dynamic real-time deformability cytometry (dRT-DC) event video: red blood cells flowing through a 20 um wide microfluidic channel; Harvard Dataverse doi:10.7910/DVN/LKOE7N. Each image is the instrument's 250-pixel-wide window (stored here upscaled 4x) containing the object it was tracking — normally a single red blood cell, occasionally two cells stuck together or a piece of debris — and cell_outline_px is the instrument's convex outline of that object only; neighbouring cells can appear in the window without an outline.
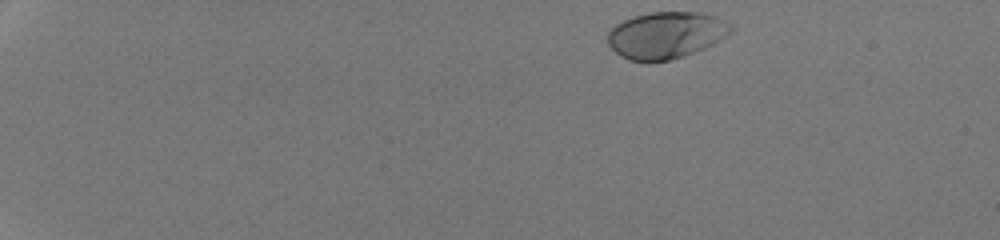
{"species": "human", "species_latin": "Homo sapiens", "temperature_condition": "room temperature", "stored_images_in_passage": 43, "camera_frame_rate_fps": 3000, "um_per_image_px": 0.085, "donor": {"sex": "male"}, "frame": {"image": 1, "passage_image": 1, "time_ms": 0.0, "image_size_px": [1000, 240], "cell_outline_px": [[732, 32], [712, 44], [704, 48], [684, 56], [668, 60], [648, 64], [628, 60], [620, 56], [608, 44], [608, 32], [616, 24], [624, 20], [648, 12], [700, 12], [716, 16], [732, 24]], "centroid_in_image_um": [56.6, 3.0], "position_along_channel_um": 28.4, "area_um2": 33.87}}
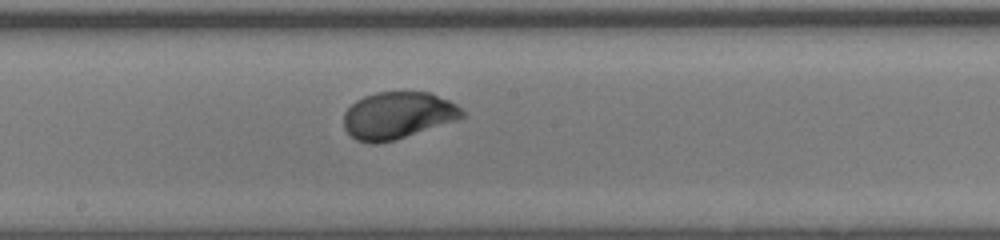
{"frame": {"image": 2, "passage_image": 24, "time_ms": 7.667, "image_size_px": [1000, 240], "cell_outline_px": [[464, 116], [456, 120], [396, 140], [376, 144], [372, 144], [356, 140], [344, 128], [344, 112], [356, 100], [364, 96], [376, 92], [428, 92], [448, 100], [456, 104], [464, 112]], "centroid_in_image_um": [33.78, 9.82], "position_along_channel_um": 214.4, "area_um2": 32.31}}
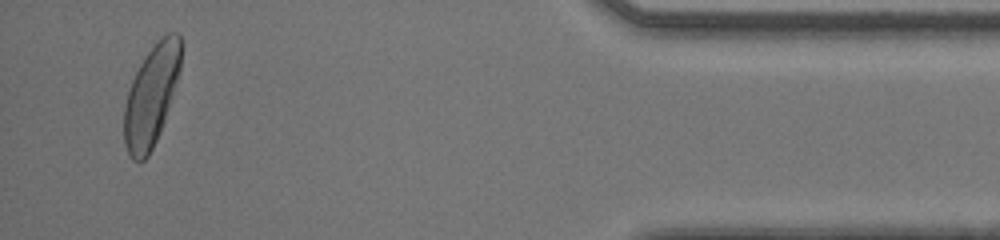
{"frame": {"image": 3, "passage_image": 42, "time_ms": 13.667, "image_size_px": [1000, 240], "cell_outline_px": [[180, 68], [164, 120], [160, 132], [148, 156], [144, 160], [132, 160], [124, 144], [124, 108], [128, 92], [132, 80], [140, 64], [148, 52], [168, 32], [176, 32], [180, 36]], "centroid_in_image_um": [12.83, 8.17], "position_along_channel_um": 422.4, "area_um2": 32.43}, "authors_computed_cell_mechanics": {"area_um2": 32.368, "velocity_mm_per_s": 4.2459, "shape_relaxation_time_tau1_ms": 1.9801, "shape_relaxation_time_tau2_ms": null, "deformation_change_tau1": 0.139, "deformation_change_tau2": null}}